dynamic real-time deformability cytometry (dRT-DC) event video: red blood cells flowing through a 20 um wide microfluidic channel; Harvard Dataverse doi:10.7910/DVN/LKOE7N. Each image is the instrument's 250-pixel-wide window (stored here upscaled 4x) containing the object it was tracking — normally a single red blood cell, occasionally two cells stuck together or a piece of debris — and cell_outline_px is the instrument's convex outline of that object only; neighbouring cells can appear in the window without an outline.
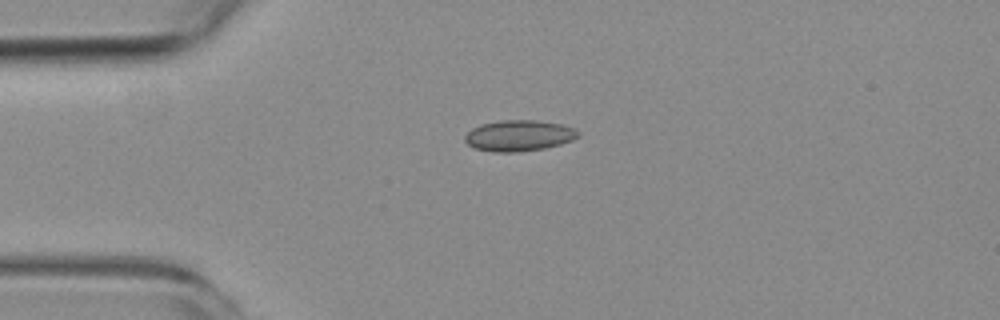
{"species": "common noctule bat (a hibernating species)", "species_latin": "Nyctalus noctula", "temperature_condition": "room temperature", "stored_images_in_passage": 2, "camera_frame_rate_fps": 3000, "um_per_image_px": 0.085, "animal": {"sex": "female", "body_mass_g": 19.3, "forearm_length_mm": 54.1}, "frame": {"image": 1, "passage_image": 1, "time_ms": 0.0, "image_size_px": [1000, 320], "cell_outline_px": [[580, 136], [572, 140], [560, 144], [544, 148], [516, 152], [492, 152], [476, 148], [468, 144], [464, 140], [464, 136], [472, 128], [480, 124], [500, 120], [536, 120], [560, 124], [572, 128], [580, 132]], "centroid_in_image_um": [44.09, 11.52], "position_along_channel_um": 40.9, "area_um2": 20.4}}